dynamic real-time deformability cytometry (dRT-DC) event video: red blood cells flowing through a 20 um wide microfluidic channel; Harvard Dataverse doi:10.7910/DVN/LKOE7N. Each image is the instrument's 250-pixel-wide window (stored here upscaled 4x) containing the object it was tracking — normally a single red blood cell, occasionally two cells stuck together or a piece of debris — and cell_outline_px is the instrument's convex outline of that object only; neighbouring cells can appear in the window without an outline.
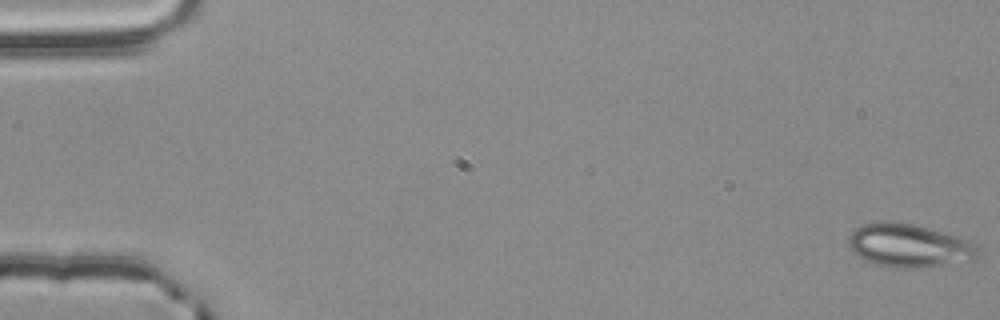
{"species": "common noctule bat (a hibernating species)", "species_latin": "Nyctalus noctula", "temperature_condition": "room temperature", "stored_images_in_passage": 56, "camera_frame_rate_fps": 3000, "um_per_image_px": 0.085, "animal": {"sex": "male", "body_mass_g": 20.4}, "frame": {"image": 1, "passage_image": 1, "time_ms": 0.0, "image_size_px": [1000, 320], "cell_outline_px": [[984, 252], [976, 260], [920, 268], [888, 268], [864, 260], [852, 252], [848, 244], [848, 236], [856, 228], [864, 224], [884, 220], [888, 220], [912, 224], [928, 228], [956, 236], [968, 240], [976, 244]], "centroid_in_image_um": [77.3, 20.89], "position_along_channel_um": 7.7, "area_um2": 33.29}}
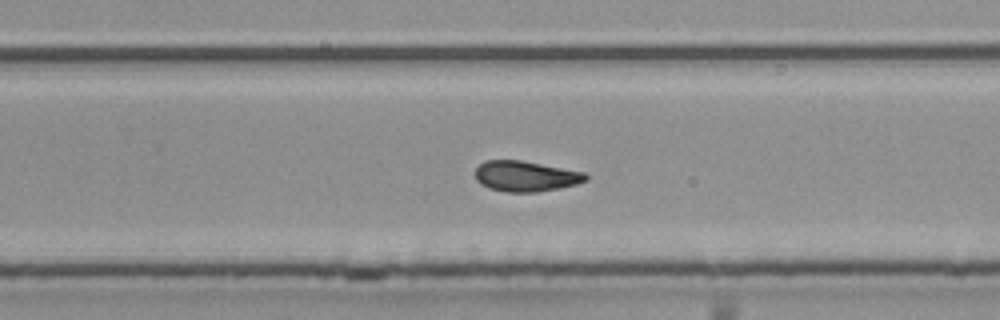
{"frame": {"image": 2, "passage_image": 36, "time_ms": 11.667, "image_size_px": [1000, 320], "cell_outline_px": [[588, 180], [576, 184], [560, 188], [536, 192], [508, 192], [488, 188], [480, 184], [476, 180], [476, 168], [484, 160], [520, 160], [584, 172], [588, 176]], "centroid_in_image_um": [44.67, 14.98], "position_along_channel_um": 285.1, "area_um2": 19.65}}
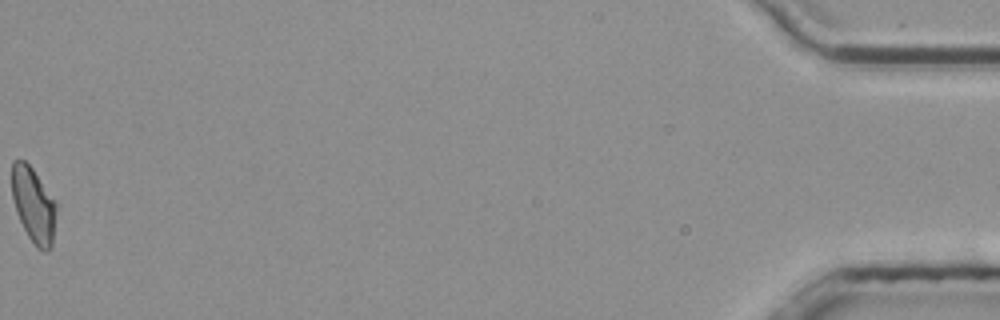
{"frame": {"image": 3, "passage_image": 56, "time_ms": 18.333, "image_size_px": [1000, 320], "cell_outline_px": [[56, 212], [52, 248], [48, 252], [44, 252], [36, 248], [28, 236], [16, 212], [12, 196], [12, 160], [24, 160], [32, 168], [56, 200]], "centroid_in_image_um": [2.87, 17.45], "position_along_channel_um": 432.3, "area_um2": 19.65}, "authors_computed_cell_mechanics": {"area_um2": 20.1722, "velocity_mm_per_s": 3.8112, "shape_relaxation_time_tau1_ms": 5.4547, "shape_relaxation_time_tau2_ms": 2.8278, "deformation_change_tau1": 0.1399, "deformation_change_tau2": 0.0746}}